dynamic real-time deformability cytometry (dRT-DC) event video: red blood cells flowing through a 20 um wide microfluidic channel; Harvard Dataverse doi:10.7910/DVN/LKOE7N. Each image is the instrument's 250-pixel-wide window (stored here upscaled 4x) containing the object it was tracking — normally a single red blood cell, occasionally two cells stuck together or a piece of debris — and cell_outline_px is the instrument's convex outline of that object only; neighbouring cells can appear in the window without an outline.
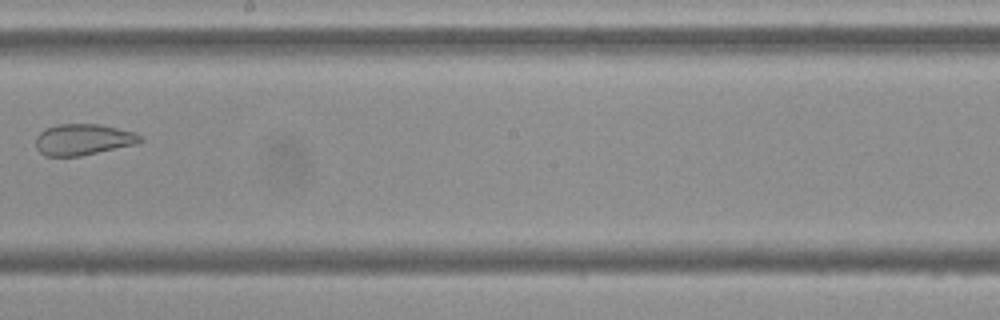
{"species": "Egyptian fruit bat (a non-hibernating species)", "species_latin": "Rousettus aegyptiacus", "temperature_condition": "cold", "stored_images_in_passage": 5, "camera_frame_rate_fps": 3000, "um_per_image_px": 0.085, "frame": {"image": 1, "passage_image": 5, "time_ms": 4.667, "image_size_px": [1000, 320], "cell_outline_px": [[144, 140], [140, 144], [80, 156], [44, 156], [36, 148], [36, 136], [44, 128], [60, 124], [100, 124], [136, 132]], "centroid_in_image_um": [7.1, 11.86], "position_along_channel_um": 241.1, "area_um2": 19.31}}